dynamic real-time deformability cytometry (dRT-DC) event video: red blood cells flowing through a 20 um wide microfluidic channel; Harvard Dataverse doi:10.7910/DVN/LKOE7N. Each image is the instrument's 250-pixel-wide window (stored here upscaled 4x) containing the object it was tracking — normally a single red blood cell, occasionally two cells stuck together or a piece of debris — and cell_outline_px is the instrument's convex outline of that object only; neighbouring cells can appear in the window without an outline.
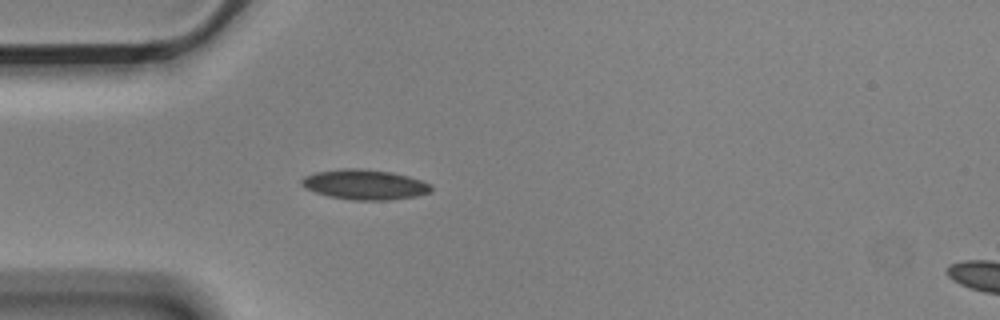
{"species": "Egyptian fruit bat (a non-hibernating species)", "species_latin": "Rousettus aegyptiacus", "temperature_condition": "cold", "stored_images_in_passage": 4, "camera_frame_rate_fps": 3000, "um_per_image_px": 0.085, "animal": {"sex": "male"}, "frame": {"image": 1, "passage_image": 4, "time_ms": 1.0, "image_size_px": [1000, 320], "cell_outline_px": [[432, 192], [416, 196], [388, 200], [352, 200], [328, 196], [304, 188], [300, 184], [300, 180], [304, 176], [316, 172], [340, 168], [360, 168], [392, 172], [408, 176], [432, 184]], "centroid_in_image_um": [30.99, 15.68], "position_along_channel_um": 54.0, "area_um2": 22.89}}